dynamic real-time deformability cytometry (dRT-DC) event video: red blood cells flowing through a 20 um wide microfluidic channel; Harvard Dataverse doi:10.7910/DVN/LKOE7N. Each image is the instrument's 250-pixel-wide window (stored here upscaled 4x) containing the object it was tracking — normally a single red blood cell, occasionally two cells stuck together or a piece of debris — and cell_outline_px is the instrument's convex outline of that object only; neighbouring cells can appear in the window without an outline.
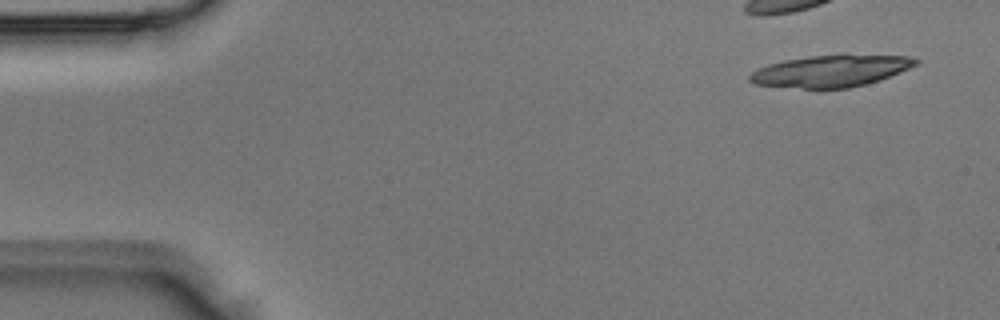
{"species": "Egyptian fruit bat (a non-hibernating species)", "species_latin": "Rousettus aegyptiacus", "temperature_condition": "room temperature", "stored_images_in_passage": 3, "camera_frame_rate_fps": 3000, "um_per_image_px": 0.085, "animal": {"sex": "male"}, "frame": {"image": 1, "passage_image": 1, "time_ms": 0.0, "image_size_px": [1000, 320], "cell_outline_px": [[920, 64], [880, 80], [848, 88], [804, 88], [756, 84], [748, 80], [748, 76], [752, 72], [768, 64], [784, 60], [808, 56], [908, 56], [920, 60]], "centroid_in_image_um": [70.63, 6.04], "position_along_channel_um": 14.4, "area_um2": 30.06}}